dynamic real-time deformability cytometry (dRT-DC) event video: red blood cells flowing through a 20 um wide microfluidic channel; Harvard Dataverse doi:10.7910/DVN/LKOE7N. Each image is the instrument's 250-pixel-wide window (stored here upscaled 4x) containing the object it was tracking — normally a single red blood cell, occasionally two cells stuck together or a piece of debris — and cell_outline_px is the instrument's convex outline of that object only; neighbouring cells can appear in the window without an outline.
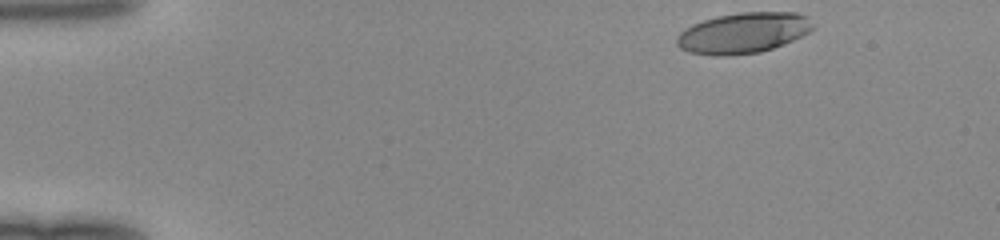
{"species": "human", "species_latin": "Homo sapiens", "temperature_condition": "room temperature", "stored_images_in_passage": 44, "camera_frame_rate_fps": 3000, "um_per_image_px": 0.085, "donor": {"sex": "female"}, "frame": {"image": 1, "passage_image": 1, "time_ms": 0.0, "image_size_px": [1000, 240], "cell_outline_px": [[816, 28], [792, 40], [772, 48], [760, 52], [728, 56], [712, 56], [688, 52], [680, 48], [676, 44], [676, 36], [684, 28], [692, 24], [716, 16], [740, 12], [796, 12], [808, 16], [816, 24]], "centroid_in_image_um": [63.17, 2.79], "position_along_channel_um": 21.8, "area_um2": 32.66}}
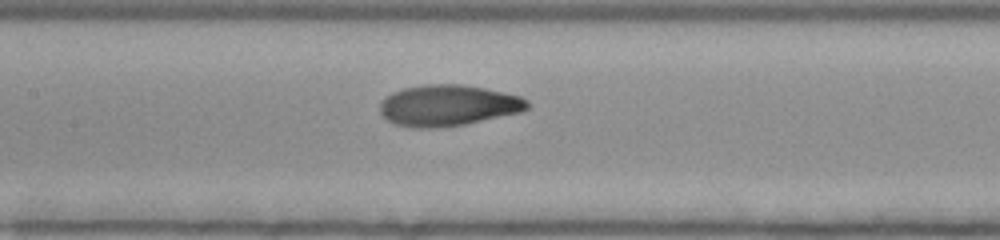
{"frame": {"image": 2, "passage_image": 19, "time_ms": 6.0, "image_size_px": [1000, 240], "cell_outline_px": [[528, 108], [520, 112], [464, 124], [440, 128], [412, 128], [396, 124], [388, 120], [380, 112], [380, 100], [384, 96], [392, 92], [404, 88], [428, 84], [464, 84], [484, 88], [520, 96], [528, 100]], "centroid_in_image_um": [38.05, 8.96], "position_along_channel_um": 169.4, "area_um2": 35.32}}
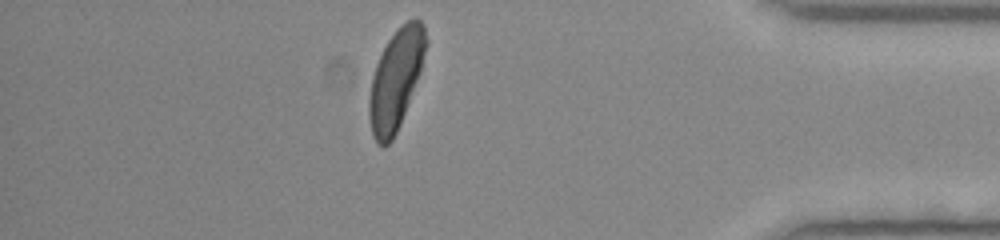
{"frame": {"image": 3, "passage_image": 38, "time_ms": 12.333, "image_size_px": [1000, 240], "cell_outline_px": [[428, 44], [420, 72], [400, 124], [392, 140], [384, 148], [376, 144], [372, 136], [368, 116], [368, 96], [372, 76], [376, 64], [388, 40], [408, 20], [416, 16], [424, 24], [428, 40]], "centroid_in_image_um": [33.64, 6.78], "position_along_channel_um": 401.6, "area_um2": 33.12}}